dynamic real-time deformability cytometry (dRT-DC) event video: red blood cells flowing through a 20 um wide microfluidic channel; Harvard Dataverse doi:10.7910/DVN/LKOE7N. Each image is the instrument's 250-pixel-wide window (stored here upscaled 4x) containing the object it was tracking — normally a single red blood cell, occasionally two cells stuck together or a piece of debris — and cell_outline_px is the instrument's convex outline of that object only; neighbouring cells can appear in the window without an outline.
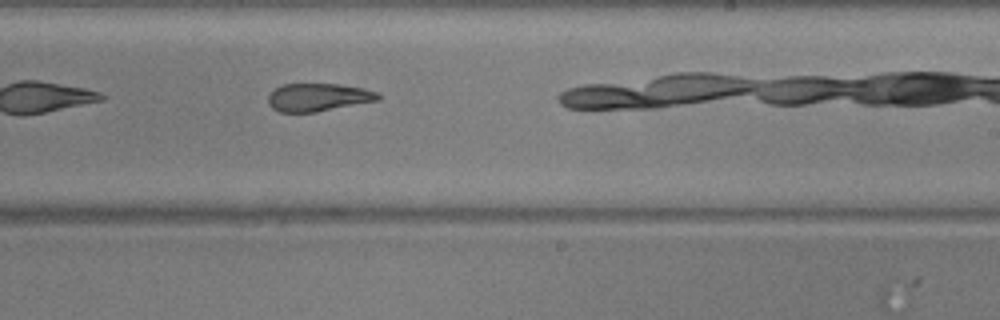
{"species": "common noctule bat (a hibernating species)", "species_latin": "Nyctalus noctula", "temperature_condition": "warm", "stored_images_in_passage": 27, "camera_frame_rate_fps": 3000, "um_per_image_px": 0.085, "animal": {"sex": "male", "body_mass_g": 20.5, "forearm_length_mm": 52.5}, "frame": {"image": 1, "passage_image": 16, "time_ms": 5.0, "image_size_px": [1000, 320], "cell_outline_px": [[380, 100], [316, 112], [280, 112], [272, 108], [268, 104], [268, 96], [276, 88], [284, 84], [340, 84], [364, 88], [376, 92], [380, 96]], "centroid_in_image_um": [27.05, 8.27], "position_along_channel_um": 261.9, "area_um2": 17.86}}